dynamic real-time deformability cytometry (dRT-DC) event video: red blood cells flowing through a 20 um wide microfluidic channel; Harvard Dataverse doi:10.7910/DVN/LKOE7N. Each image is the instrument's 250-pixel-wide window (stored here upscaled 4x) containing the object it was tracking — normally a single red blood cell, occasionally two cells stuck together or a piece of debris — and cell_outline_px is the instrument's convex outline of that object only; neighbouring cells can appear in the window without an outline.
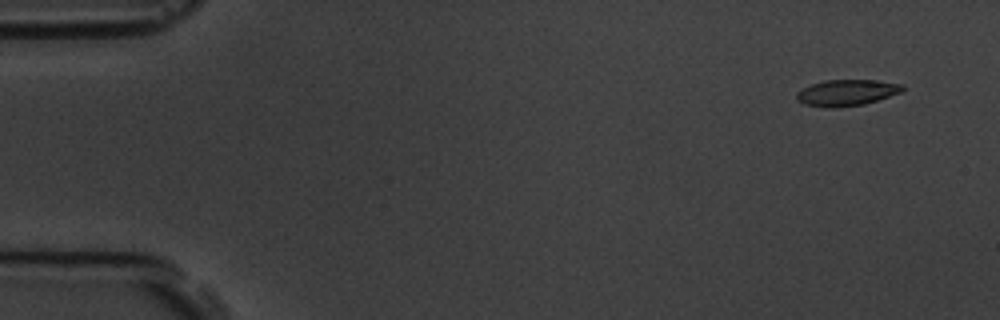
{"species": "common noctule bat (a hibernating species)", "species_latin": "Nyctalus noctula", "temperature_condition": "room temperature", "stored_images_in_passage": 8, "camera_frame_rate_fps": 3000, "um_per_image_px": 0.085, "animal": {"sex": "male", "body_mass_g": 19.5, "forearm_length_mm": 54.6}, "frame": {"image": 1, "passage_image": 1, "time_ms": 0.0, "image_size_px": [1000, 320], "cell_outline_px": [[904, 88], [900, 92], [864, 104], [832, 108], [828, 108], [804, 104], [796, 100], [796, 92], [812, 84], [824, 80], [876, 80], [904, 84]], "centroid_in_image_um": [71.94, 7.87], "position_along_channel_um": 13.1, "area_um2": 16.07}}
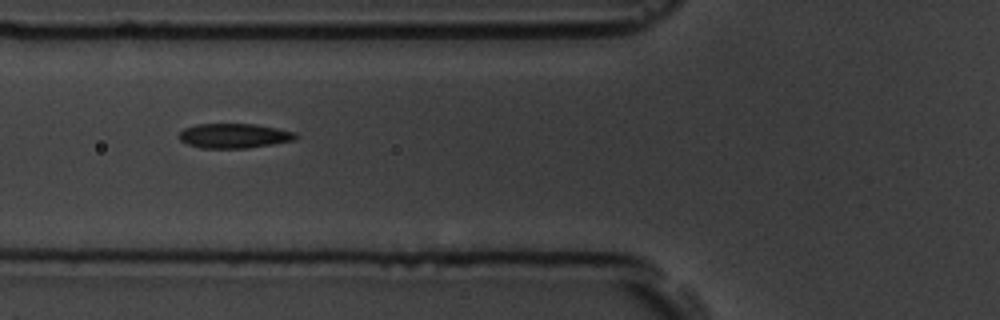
{"frame": {"image": 2, "passage_image": 6, "time_ms": 5.667, "image_size_px": [1000, 320], "cell_outline_px": [[300, 136], [296, 140], [248, 148], [200, 148], [188, 144], [180, 140], [180, 132], [184, 128], [196, 124], [256, 124], [296, 132]], "centroid_in_image_um": [19.94, 11.54], "position_along_channel_um": 105.9, "area_um2": 16.82}}
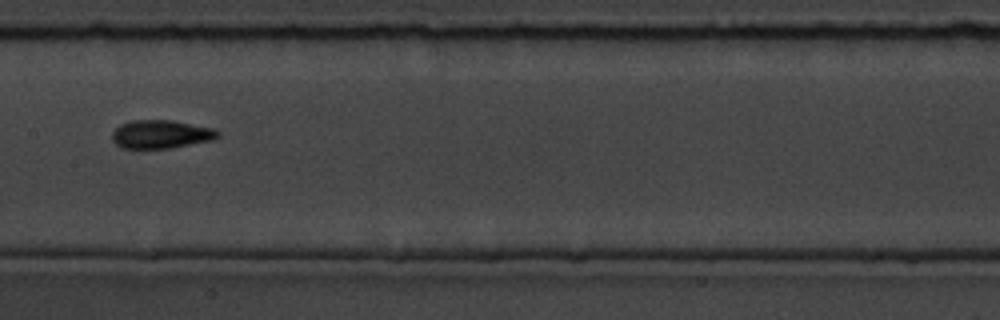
{"frame": {"image": 3, "passage_image": 8, "time_ms": 8.0, "image_size_px": [1000, 320], "cell_outline_px": [[220, 136], [212, 140], [172, 148], [120, 148], [112, 140], [112, 132], [120, 124], [128, 120], [172, 120], [212, 128], [220, 132]], "centroid_in_image_um": [13.66, 11.41], "position_along_channel_um": 193.7, "area_um2": 17.57}}